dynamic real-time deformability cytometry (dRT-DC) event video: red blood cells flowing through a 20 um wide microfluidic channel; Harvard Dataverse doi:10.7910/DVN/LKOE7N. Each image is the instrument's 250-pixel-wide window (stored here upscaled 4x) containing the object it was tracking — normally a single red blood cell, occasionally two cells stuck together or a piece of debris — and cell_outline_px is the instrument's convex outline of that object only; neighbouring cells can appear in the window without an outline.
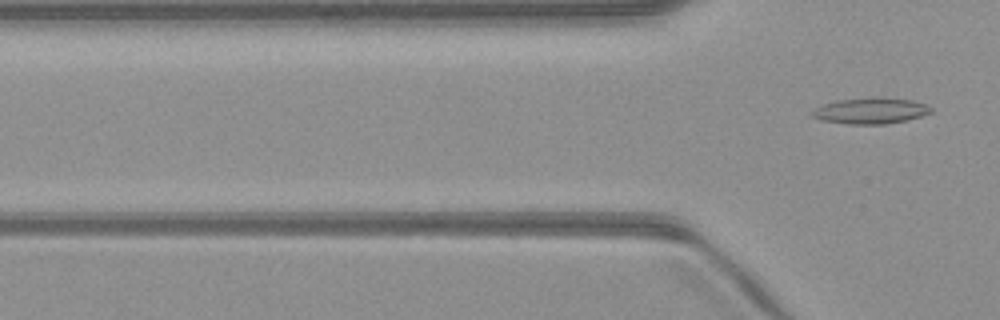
{"species": "common noctule bat (a hibernating species)", "species_latin": "Nyctalus noctula", "temperature_condition": "warm", "stored_images_in_passage": 4, "camera_frame_rate_fps": 3000, "um_per_image_px": 0.085, "animal": {"sex": "male", "body_mass_g": 23.1, "forearm_length_mm": 52.7}, "frame": {"image": 1, "passage_image": 4, "time_ms": 1.0, "image_size_px": [1000, 320], "cell_outline_px": [[932, 112], [908, 120], [888, 124], [848, 124], [820, 120], [812, 116], [808, 112], [824, 104], [836, 100], [912, 100], [924, 104], [932, 108]], "centroid_in_image_um": [73.96, 9.47], "position_along_channel_um": 51.8, "area_um2": 17.17}}